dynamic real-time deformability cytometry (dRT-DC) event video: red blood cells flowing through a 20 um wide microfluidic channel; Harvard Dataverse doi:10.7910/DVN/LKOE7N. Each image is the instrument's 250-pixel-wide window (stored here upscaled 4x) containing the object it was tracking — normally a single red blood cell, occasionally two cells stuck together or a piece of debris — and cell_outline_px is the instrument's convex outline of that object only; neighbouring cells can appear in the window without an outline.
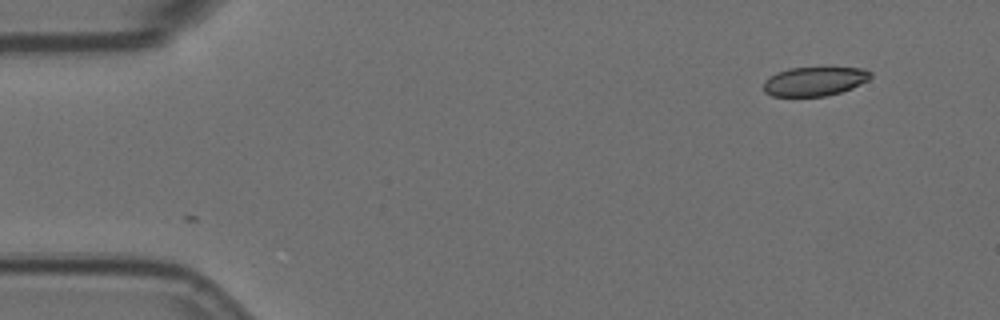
{"species": "Egyptian fruit bat (a non-hibernating species)", "species_latin": "Rousettus aegyptiacus", "temperature_condition": "room temperature", "stored_images_in_passage": 6, "segment_of_instrument_passage": [2, 2], "camera_frame_rate_fps": 3000, "um_per_image_px": 0.085, "animal": {"sex": "female"}, "frame": {"image": 1, "passage_image": 6, "time_ms": 1.667, "image_size_px": [1000, 320], "cell_outline_px": [[872, 76], [868, 80], [852, 88], [840, 92], [824, 96], [772, 96], [764, 92], [764, 80], [776, 72], [788, 68], [864, 68], [872, 72]], "centroid_in_image_um": [69.23, 6.91], "position_along_channel_um": 15.8, "area_um2": 18.09}}